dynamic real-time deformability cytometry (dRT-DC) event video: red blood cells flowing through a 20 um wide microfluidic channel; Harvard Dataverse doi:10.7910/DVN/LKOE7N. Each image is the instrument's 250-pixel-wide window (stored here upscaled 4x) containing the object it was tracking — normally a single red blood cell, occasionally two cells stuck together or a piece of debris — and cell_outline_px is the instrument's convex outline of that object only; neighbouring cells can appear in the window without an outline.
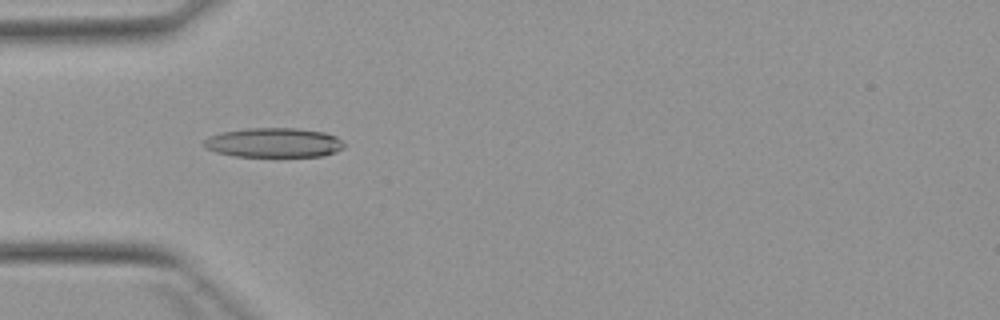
{"species": "Egyptian fruit bat (a non-hibernating species)", "species_latin": "Rousettus aegyptiacus", "temperature_condition": "warm", "stored_images_in_passage": 6, "camera_frame_rate_fps": 3000, "um_per_image_px": 0.085, "animal": {"sex": "female"}, "frame": {"image": 1, "passage_image": 4, "time_ms": 4.667, "image_size_px": [1000, 320], "cell_outline_px": [[344, 148], [336, 152], [324, 156], [236, 156], [216, 152], [208, 148], [204, 144], [204, 140], [208, 136], [220, 132], [244, 128], [296, 128], [324, 132], [336, 136], [344, 144]], "centroid_in_image_um": [23.28, 12.12], "position_along_channel_um": 61.7, "area_um2": 24.1}}
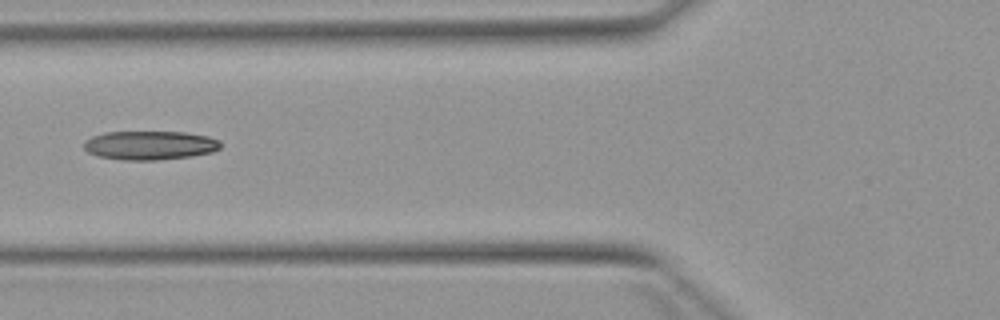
{"frame": {"image": 2, "passage_image": 5, "time_ms": 6.0, "image_size_px": [1000, 320], "cell_outline_px": [[220, 148], [212, 152], [192, 156], [156, 160], [124, 160], [96, 156], [88, 152], [84, 148], [84, 140], [92, 136], [104, 132], [184, 132], [208, 136], [220, 140]], "centroid_in_image_um": [12.72, 12.35], "position_along_channel_um": 113.1, "area_um2": 23.12}}
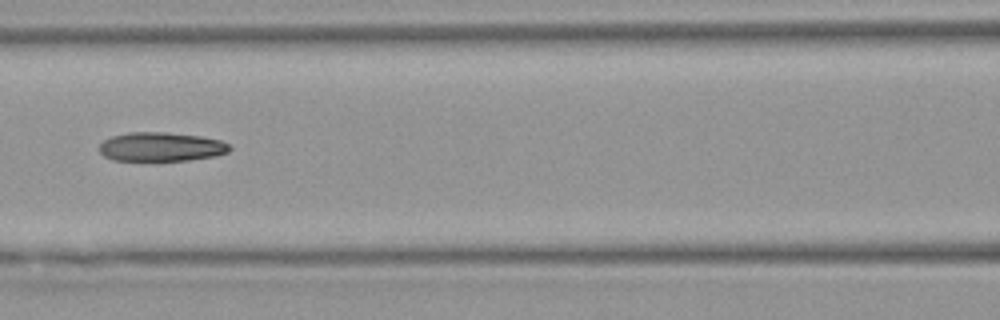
{"frame": {"image": 3, "passage_image": 6, "time_ms": 7.0, "image_size_px": [1000, 320], "cell_outline_px": [[232, 148], [228, 152], [216, 156], [188, 160], [112, 160], [104, 156], [100, 152], [100, 144], [104, 140], [112, 136], [128, 132], [164, 132], [200, 136], [220, 140], [228, 144]], "centroid_in_image_um": [13.7, 12.47], "position_along_channel_um": 152.9, "area_um2": 21.96}}